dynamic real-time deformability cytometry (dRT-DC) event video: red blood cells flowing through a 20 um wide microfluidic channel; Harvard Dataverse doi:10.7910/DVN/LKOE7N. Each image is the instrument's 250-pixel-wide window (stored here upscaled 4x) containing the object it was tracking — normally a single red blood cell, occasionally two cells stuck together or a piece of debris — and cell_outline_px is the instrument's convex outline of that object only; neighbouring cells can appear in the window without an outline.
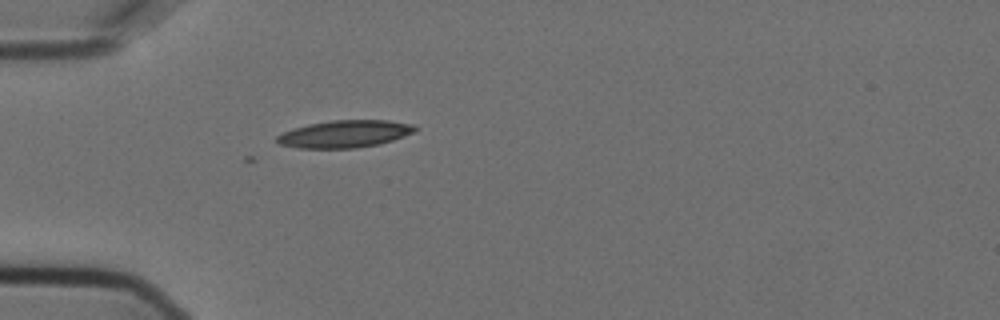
{"species": "Egyptian fruit bat (a non-hibernating species)", "species_latin": "Rousettus aegyptiacus", "temperature_condition": "cold", "stored_images_in_passage": 3, "camera_frame_rate_fps": 3000, "um_per_image_px": 0.085, "animal": {"sex": "female"}, "frame": {"image": 1, "passage_image": 1, "time_ms": 0.0, "image_size_px": [1000, 320], "cell_outline_px": [[416, 128], [412, 132], [404, 136], [380, 144], [356, 148], [300, 148], [280, 144], [276, 140], [276, 136], [292, 128], [308, 124], [332, 120], [388, 120], [412, 124]], "centroid_in_image_um": [29.28, 11.38], "position_along_channel_um": 55.7, "area_um2": 21.85}}